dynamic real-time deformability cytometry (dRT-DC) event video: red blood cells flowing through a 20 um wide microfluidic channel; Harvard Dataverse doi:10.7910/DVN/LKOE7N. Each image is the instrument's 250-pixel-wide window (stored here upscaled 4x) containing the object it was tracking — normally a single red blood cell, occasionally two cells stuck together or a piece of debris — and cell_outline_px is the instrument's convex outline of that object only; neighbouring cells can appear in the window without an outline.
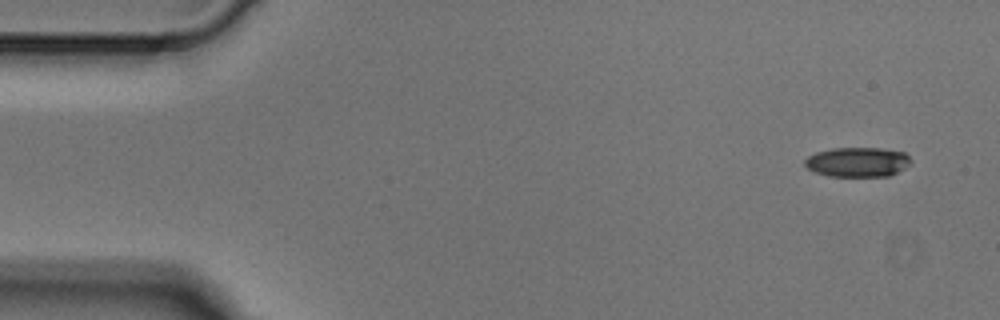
{"species": "Egyptian fruit bat (a non-hibernating species)", "species_latin": "Rousettus aegyptiacus", "temperature_condition": "cold", "stored_images_in_passage": 5, "segment_of_instrument_passage": [1, 2], "camera_frame_rate_fps": 3000, "um_per_image_px": 0.085, "animal": {"sex": "male"}, "frame": {"image": 1, "passage_image": 1, "time_ms": 0.0, "image_size_px": [1000, 320], "cell_outline_px": [[912, 160], [904, 168], [888, 176], [828, 176], [812, 172], [804, 164], [804, 160], [808, 156], [816, 152], [832, 148], [880, 148], [904, 152]], "centroid_in_image_um": [72.85, 13.77], "position_along_channel_um": 12.2, "area_um2": 18.32}}
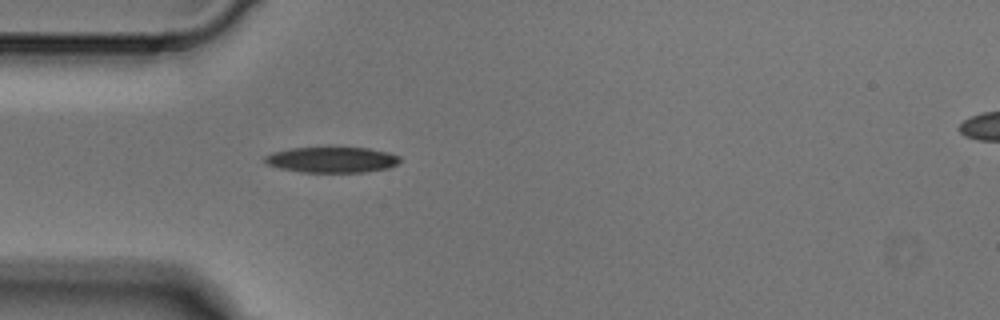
{"frame": {"image": 2, "passage_image": 4, "time_ms": 1.0, "image_size_px": [1000, 320], "cell_outline_px": [[400, 160], [396, 164], [388, 168], [364, 172], [300, 172], [280, 168], [264, 164], [264, 156], [272, 152], [292, 148], [368, 148], [388, 152], [400, 156]], "centroid_in_image_um": [28.18, 13.58], "position_along_channel_um": 56.8, "area_um2": 20.17}}